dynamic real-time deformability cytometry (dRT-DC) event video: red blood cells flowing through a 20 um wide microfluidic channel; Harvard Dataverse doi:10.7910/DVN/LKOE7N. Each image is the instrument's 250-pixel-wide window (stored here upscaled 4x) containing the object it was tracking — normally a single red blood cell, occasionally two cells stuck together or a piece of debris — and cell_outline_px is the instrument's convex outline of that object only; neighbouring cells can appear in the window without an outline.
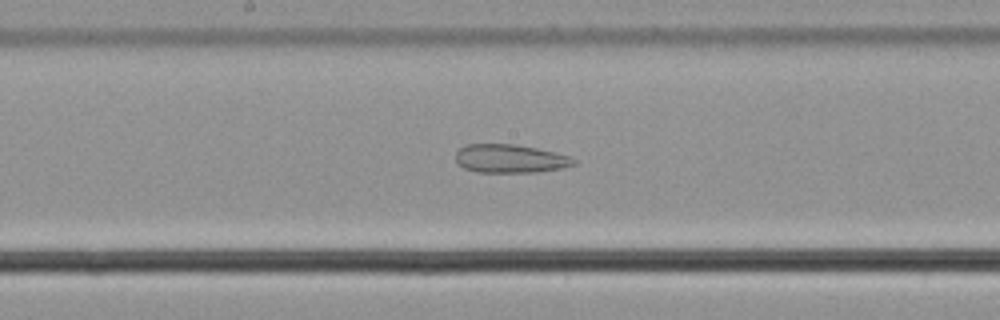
{"species": "common noctule bat (a hibernating species)", "species_latin": "Nyctalus noctula", "temperature_condition": "cold", "stored_images_in_passage": 35, "camera_frame_rate_fps": 3000, "um_per_image_px": 0.085, "animal": {"sex": "male", "body_mass_g": 21.5, "forearm_length_mm": 52.0}, "frame": {"image": 1, "passage_image": 14, "time_ms": 4.333, "image_size_px": [1000, 320], "cell_outline_px": [[576, 164], [560, 168], [536, 172], [476, 172], [464, 168], [456, 160], [456, 152], [460, 148], [468, 144], [512, 144], [536, 148], [568, 156], [576, 160]], "centroid_in_image_um": [43.33, 13.49], "position_along_channel_um": 204.9, "area_um2": 19.31}}
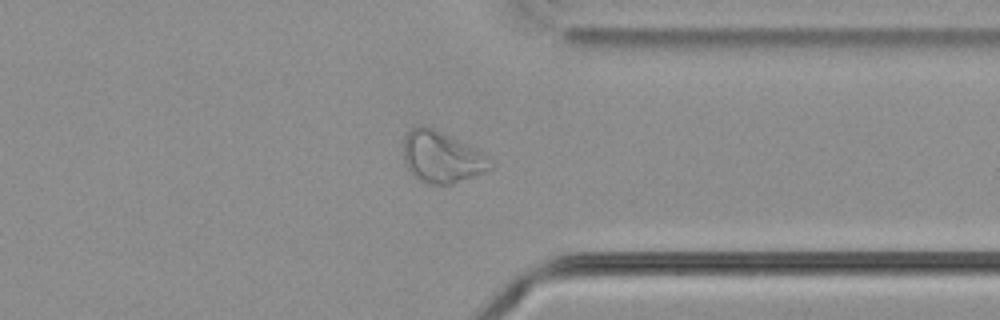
{"frame": {"image": 2, "passage_image": 28, "time_ms": 9.0, "image_size_px": [1000, 320], "cell_outline_px": [[496, 164], [492, 168], [484, 172], [452, 184], [432, 184], [420, 180], [408, 168], [404, 156], [404, 136], [412, 128], [420, 124], [432, 128], [488, 156]], "centroid_in_image_um": [37.56, 13.36], "position_along_channel_um": 373.8, "area_um2": 25.37}}
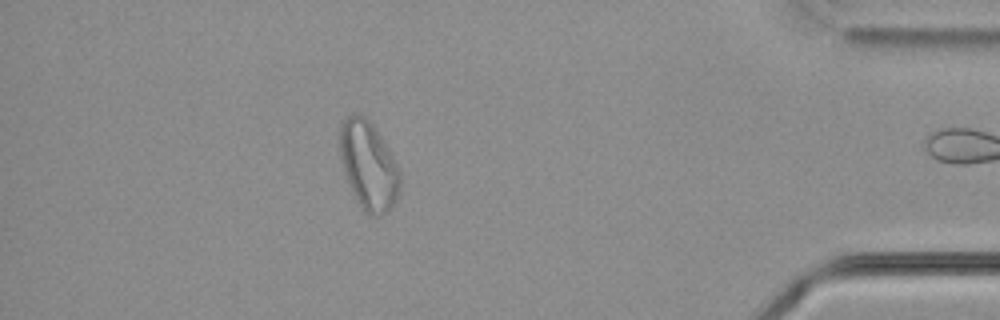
{"frame": {"image": 3, "passage_image": 34, "time_ms": 11.0, "image_size_px": [1000, 320], "cell_outline_px": [[400, 188], [396, 200], [388, 212], [376, 216], [368, 216], [360, 204], [348, 180], [340, 160], [340, 124], [344, 116], [352, 112], [360, 112], [372, 124], [380, 136], [396, 164], [400, 172]], "centroid_in_image_um": [31.31, 14.03], "position_along_channel_um": 403.9, "area_um2": 30.69}}